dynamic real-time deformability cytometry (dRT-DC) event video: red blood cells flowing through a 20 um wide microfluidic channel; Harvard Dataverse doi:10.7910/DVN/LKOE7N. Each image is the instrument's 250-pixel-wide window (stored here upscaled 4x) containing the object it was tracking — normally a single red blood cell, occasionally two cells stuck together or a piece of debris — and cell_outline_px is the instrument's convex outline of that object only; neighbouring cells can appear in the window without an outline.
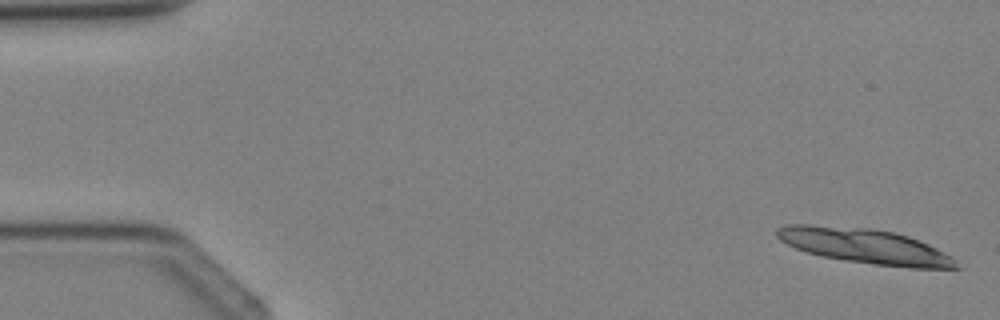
{"species": "Egyptian fruit bat (a non-hibernating species)", "species_latin": "Rousettus aegyptiacus", "temperature_condition": "cold", "stored_images_in_passage": 3, "segment_of_instrument_passage": [2, 2], "camera_frame_rate_fps": 3000, "um_per_image_px": 0.085, "animal": {"sex": "female"}, "frame": {"image": 1, "passage_image": 3, "time_ms": 2.333, "image_size_px": [1000, 320], "cell_outline_px": [[964, 268], [912, 268], [872, 264], [844, 260], [820, 256], [796, 248], [780, 240], [776, 236], [776, 228], [788, 224], [808, 224], [872, 228], [892, 232], [908, 236], [928, 244], [952, 256]], "centroid_in_image_um": [73.54, 20.92], "position_along_channel_um": 11.5, "area_um2": 36.59}}